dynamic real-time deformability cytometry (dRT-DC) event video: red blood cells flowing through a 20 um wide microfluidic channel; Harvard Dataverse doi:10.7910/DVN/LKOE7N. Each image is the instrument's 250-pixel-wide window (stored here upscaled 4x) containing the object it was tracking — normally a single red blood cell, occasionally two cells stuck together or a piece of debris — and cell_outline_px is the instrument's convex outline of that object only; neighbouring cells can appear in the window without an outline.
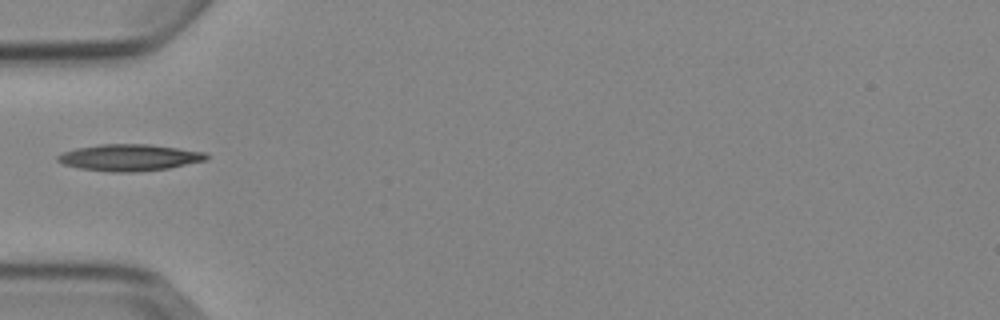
{"species": "Egyptian fruit bat (a non-hibernating species)", "species_latin": "Rousettus aegyptiacus", "temperature_condition": "cold", "stored_images_in_passage": 7, "camera_frame_rate_fps": 3000, "um_per_image_px": 0.085, "animal": {"sex": "female"}, "frame": {"image": 1, "passage_image": 6, "time_ms": 6.0, "image_size_px": [1000, 320], "cell_outline_px": [[208, 160], [168, 168], [136, 172], [112, 172], [80, 168], [64, 164], [56, 160], [56, 156], [60, 152], [76, 148], [100, 144], [148, 144], [204, 152], [208, 156]], "centroid_in_image_um": [10.96, 13.39], "position_along_channel_um": 74.0, "area_um2": 23.0}}
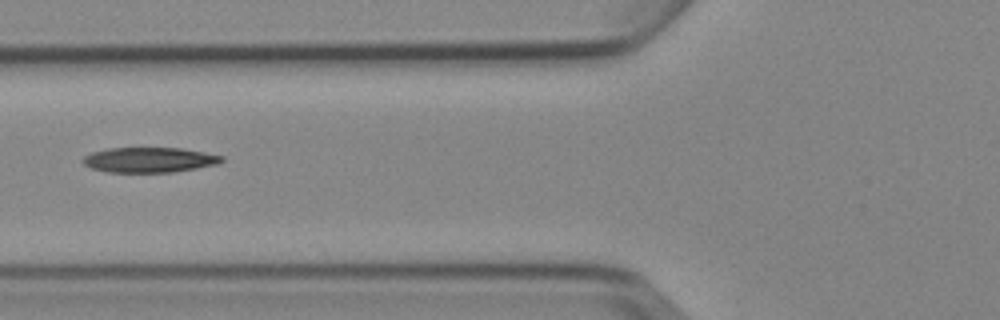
{"frame": {"image": 2, "passage_image": 7, "time_ms": 7.0, "image_size_px": [1000, 320], "cell_outline_px": [[224, 160], [220, 164], [172, 172], [108, 172], [92, 168], [84, 164], [80, 160], [84, 156], [92, 152], [108, 148], [180, 148], [204, 152], [224, 156]], "centroid_in_image_um": [12.7, 13.59], "position_along_channel_um": 113.1, "area_um2": 20.35}}